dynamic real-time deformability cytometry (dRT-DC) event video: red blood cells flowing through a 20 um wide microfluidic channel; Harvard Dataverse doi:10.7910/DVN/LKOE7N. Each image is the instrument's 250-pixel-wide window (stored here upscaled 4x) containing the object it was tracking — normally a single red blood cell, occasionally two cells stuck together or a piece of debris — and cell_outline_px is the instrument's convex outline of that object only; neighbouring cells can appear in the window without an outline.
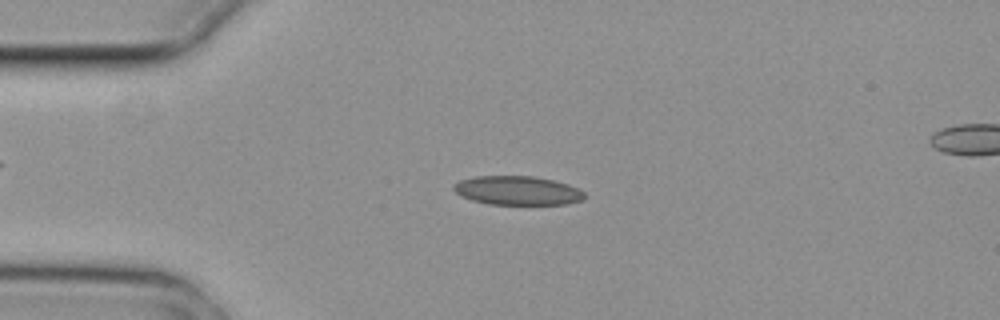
{"species": "common noctule bat (a hibernating species)", "species_latin": "Nyctalus noctula", "temperature_condition": "cold", "stored_images_in_passage": 5, "segment_of_instrument_passage": [1, 2], "camera_frame_rate_fps": 3000, "um_per_image_px": 0.085, "animal": {"sex": "female", "body_mass_g": 29.2, "forearm_length_mm": 56.3}, "frame": {"image": 1, "passage_image": 3, "time_ms": 0.667, "image_size_px": [1000, 320], "cell_outline_px": [[588, 196], [584, 200], [568, 204], [488, 204], [472, 200], [460, 196], [452, 188], [452, 184], [460, 180], [476, 176], [536, 176], [568, 184], [580, 188]], "centroid_in_image_um": [44.02, 16.19], "position_along_channel_um": 41.0, "area_um2": 22.37}}